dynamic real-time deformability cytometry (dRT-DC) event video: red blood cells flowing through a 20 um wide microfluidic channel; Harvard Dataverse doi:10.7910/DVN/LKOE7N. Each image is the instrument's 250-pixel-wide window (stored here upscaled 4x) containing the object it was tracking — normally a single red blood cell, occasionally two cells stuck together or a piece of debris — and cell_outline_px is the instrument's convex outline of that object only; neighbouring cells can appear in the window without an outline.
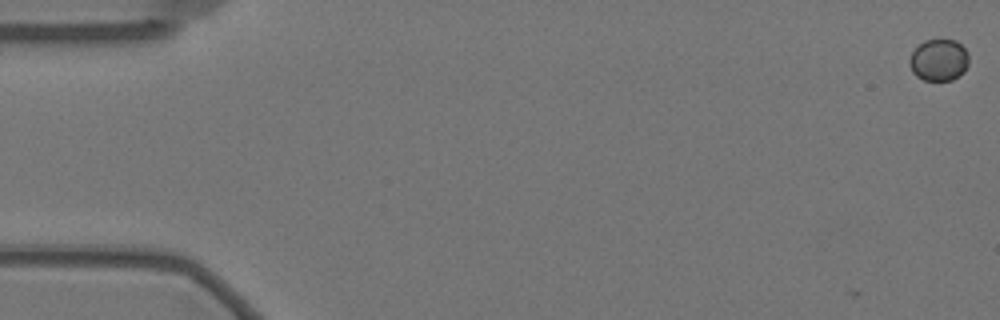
{"species": "Egyptian fruit bat (a non-hibernating species)", "species_latin": "Rousettus aegyptiacus", "temperature_condition": "warm", "stored_images_in_passage": 8, "camera_frame_rate_fps": 3000, "um_per_image_px": 0.085, "animal": {"sex": "female"}, "frame": {"image": 1, "passage_image": 1, "time_ms": 0.0, "image_size_px": [1000, 320], "cell_outline_px": [[968, 64], [964, 72], [952, 80], [924, 80], [916, 76], [912, 72], [908, 64], [908, 60], [912, 52], [924, 40], [956, 40], [968, 52]], "centroid_in_image_um": [79.79, 5.11], "position_along_channel_um": 5.2, "area_um2": 14.51}}